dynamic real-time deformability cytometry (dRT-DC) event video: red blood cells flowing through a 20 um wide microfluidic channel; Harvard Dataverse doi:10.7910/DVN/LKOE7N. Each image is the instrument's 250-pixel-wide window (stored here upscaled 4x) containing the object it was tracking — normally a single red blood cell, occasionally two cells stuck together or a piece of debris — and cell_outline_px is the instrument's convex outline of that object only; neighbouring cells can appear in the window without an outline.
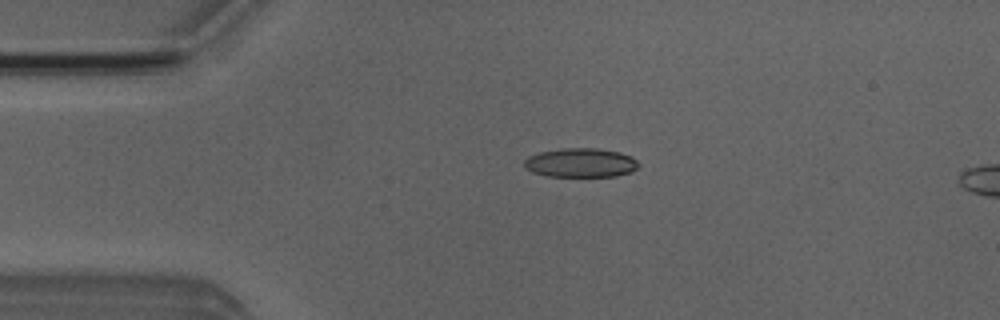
{"species": "Egyptian fruit bat (a non-hibernating species)", "species_latin": "Rousettus aegyptiacus", "temperature_condition": "room temperature", "stored_images_in_passage": 3, "camera_frame_rate_fps": 3000, "um_per_image_px": 0.085, "animal": {"sex": "male"}, "frame": {"image": 1, "passage_image": 2, "time_ms": 1.333, "image_size_px": [1000, 320], "cell_outline_px": [[640, 164], [632, 172], [616, 176], [544, 176], [532, 172], [524, 168], [524, 160], [528, 156], [540, 152], [560, 148], [596, 148], [620, 152], [632, 156]], "centroid_in_image_um": [49.35, 13.83], "position_along_channel_um": 35.7, "area_um2": 19.59}}